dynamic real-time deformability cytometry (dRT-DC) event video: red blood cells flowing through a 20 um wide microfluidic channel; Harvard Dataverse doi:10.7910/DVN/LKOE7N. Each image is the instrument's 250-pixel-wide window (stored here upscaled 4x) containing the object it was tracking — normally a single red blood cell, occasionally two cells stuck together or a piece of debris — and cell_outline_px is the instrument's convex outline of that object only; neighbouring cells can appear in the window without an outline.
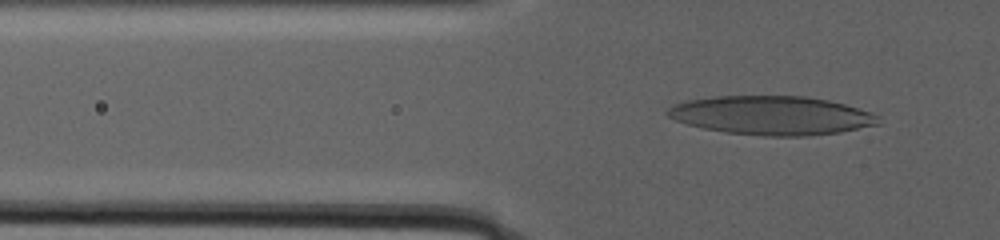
{"species": "human", "species_latin": "Homo sapiens", "temperature_condition": "warm", "stored_images_in_passage": 83, "camera_frame_rate_fps": 3000, "um_per_image_px": 0.085, "donor": {"sex": "male"}, "frame": {"image": 1, "passage_image": 24, "time_ms": 12.667, "image_size_px": [1000, 240], "cell_outline_px": [[884, 124], [840, 132], [808, 136], [764, 136], [724, 132], [704, 128], [688, 124], [676, 120], [668, 116], [664, 112], [672, 104], [688, 100], [716, 96], [804, 96], [828, 100], [844, 104], [880, 116]], "centroid_in_image_um": [65.61, 9.81], "position_along_channel_um": 60.2, "area_um2": 47.92}}
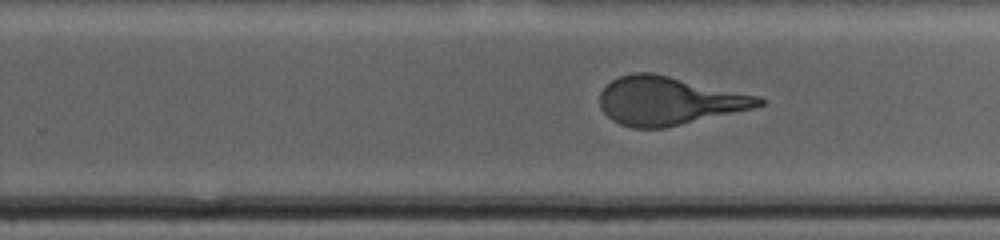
{"frame": {"image": 2, "passage_image": 55, "time_ms": 24.0, "image_size_px": [1000, 240], "cell_outline_px": [[768, 100], [764, 104], [752, 108], [664, 128], [632, 128], [620, 124], [612, 120], [600, 108], [600, 92], [612, 80], [620, 76], [632, 72], [652, 72], [760, 96]], "centroid_in_image_um": [56.84, 8.56], "position_along_channel_um": 273.0, "area_um2": 44.62}}
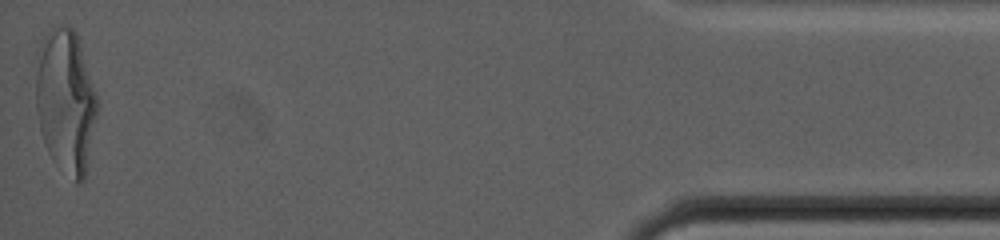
{"frame": {"image": 3, "passage_image": 83, "time_ms": 35.0, "image_size_px": [1000, 240], "cell_outline_px": [[96, 116], [84, 180], [80, 184], [76, 184], [52, 160], [44, 144], [40, 132], [36, 108], [36, 72], [44, 36], [56, 24], [60, 24], [72, 28], [76, 32], [96, 92]], "centroid_in_image_um": [5.57, 8.63], "position_along_channel_um": 429.6, "area_um2": 50.98}, "authors_computed_cell_mechanics": {"area_um2": 46.818, "velocity_mm_per_s": 2.0568, "shape_relaxation_time_tau1_ms": 11.2442, "shape_relaxation_time_tau2_ms": 1.4827, "deformation_change_tau1": 0.3035, "deformation_change_tau2": 0.1053}}